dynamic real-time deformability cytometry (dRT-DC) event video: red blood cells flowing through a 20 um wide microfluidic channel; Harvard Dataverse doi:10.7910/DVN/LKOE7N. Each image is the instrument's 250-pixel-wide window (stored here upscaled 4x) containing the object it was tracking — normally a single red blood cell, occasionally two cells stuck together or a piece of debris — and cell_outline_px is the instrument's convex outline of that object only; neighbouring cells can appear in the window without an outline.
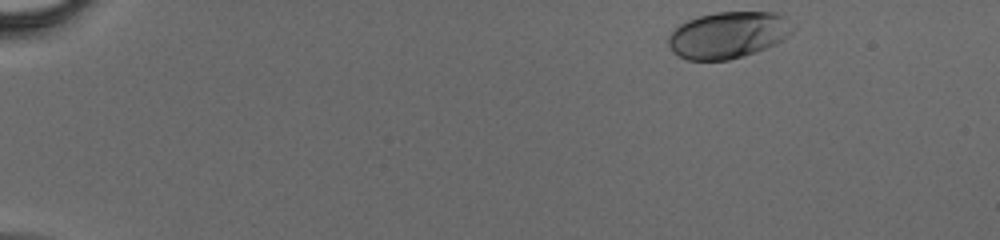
{"species": "human", "species_latin": "Homo sapiens", "temperature_condition": "cold", "stored_images_in_passage": 41, "camera_frame_rate_fps": 3000, "um_per_image_px": 0.085, "donor": {"sex": "male"}, "frame": {"image": 1, "passage_image": 1, "time_ms": 0.0, "image_size_px": [1000, 240], "cell_outline_px": [[792, 32], [776, 44], [728, 60], [688, 60], [672, 52], [668, 44], [668, 36], [680, 24], [688, 20], [700, 16], [716, 12], [776, 12], [784, 16], [792, 28]], "centroid_in_image_um": [61.85, 2.97], "position_along_channel_um": 23.1, "area_um2": 33.29}}
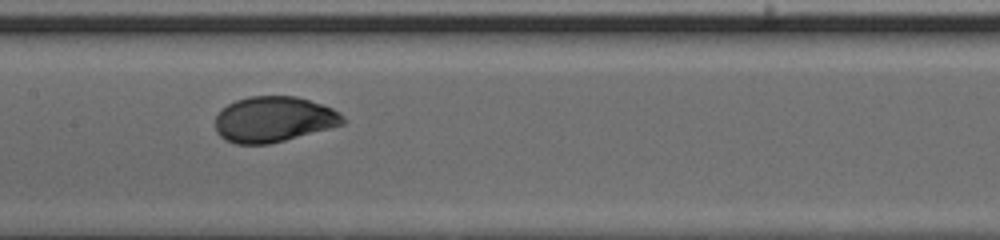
{"frame": {"image": 2, "passage_image": 20, "time_ms": 6.333, "image_size_px": [1000, 240], "cell_outline_px": [[348, 120], [344, 124], [284, 140], [268, 144], [236, 144], [224, 140], [216, 132], [216, 116], [220, 108], [236, 100], [252, 96], [296, 96], [332, 108], [340, 112]], "centroid_in_image_um": [23.25, 10.14], "position_along_channel_um": 184.2, "area_um2": 33.93}}
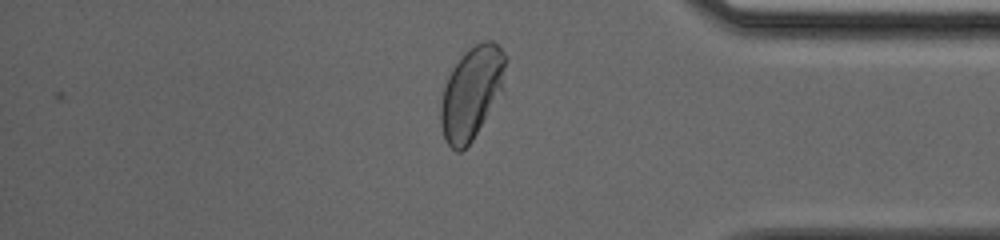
{"frame": {"image": 3, "passage_image": 35, "time_ms": 11.333, "image_size_px": [1000, 240], "cell_outline_px": [[508, 60], [504, 92], [472, 140], [460, 152], [456, 152], [444, 140], [440, 124], [440, 104], [444, 88], [448, 76], [452, 68], [464, 52], [476, 44], [484, 40], [492, 40], [508, 56]], "centroid_in_image_um": [40.13, 7.87], "position_along_channel_um": 395.1, "area_um2": 35.66}}